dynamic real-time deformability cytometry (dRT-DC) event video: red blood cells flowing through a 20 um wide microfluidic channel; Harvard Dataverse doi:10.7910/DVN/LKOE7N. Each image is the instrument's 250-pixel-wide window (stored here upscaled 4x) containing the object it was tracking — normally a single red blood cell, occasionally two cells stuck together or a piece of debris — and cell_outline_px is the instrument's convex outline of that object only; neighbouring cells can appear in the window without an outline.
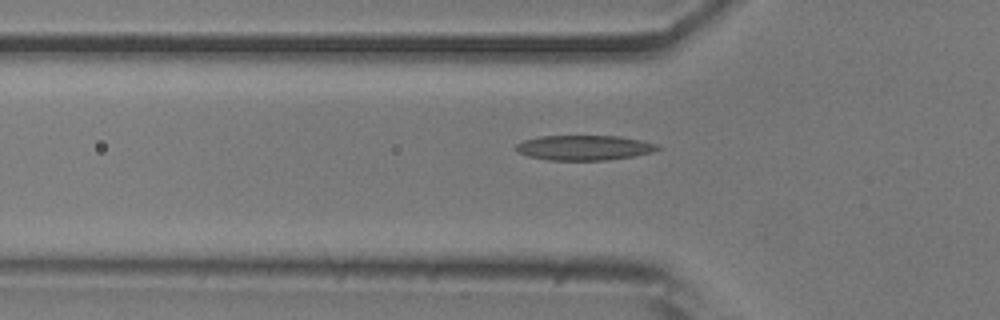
{"species": "common noctule bat (a hibernating species)", "species_latin": "Nyctalus noctula", "temperature_condition": "room temperature", "stored_images_in_passage": 38, "camera_frame_rate_fps": 3000, "um_per_image_px": 0.085, "animal": {"sex": "male", "body_mass_g": 20.5, "forearm_length_mm": 52.5}, "frame": {"image": 1, "passage_image": 4, "time_ms": 1.0, "image_size_px": [1000, 320], "cell_outline_px": [[664, 148], [652, 152], [632, 156], [608, 160], [548, 160], [528, 156], [512, 148], [516, 144], [524, 140], [540, 136], [620, 136], [640, 140], [656, 144]], "centroid_in_image_um": [49.65, 12.55], "position_along_channel_um": 76.2, "area_um2": 20.63}}
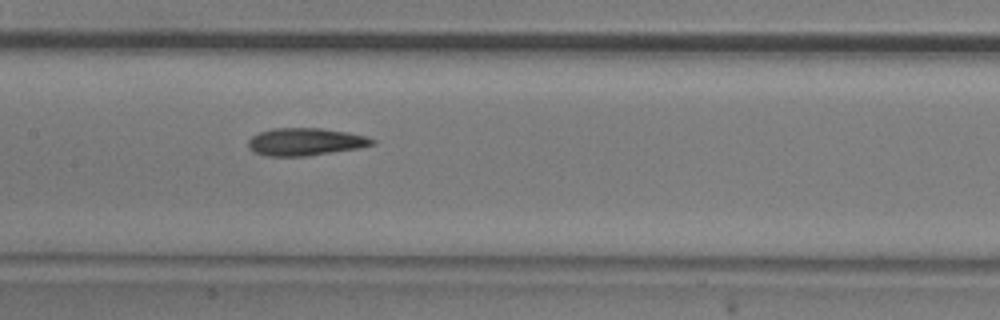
{"frame": {"image": 2, "passage_image": 12, "time_ms": 3.667, "image_size_px": [1000, 320], "cell_outline_px": [[376, 144], [360, 148], [304, 156], [268, 156], [252, 152], [248, 148], [248, 140], [252, 136], [260, 132], [272, 128], [320, 128], [348, 132], [368, 136], [376, 140]], "centroid_in_image_um": [25.97, 12.05], "position_along_channel_um": 181.4, "area_um2": 20.06}}
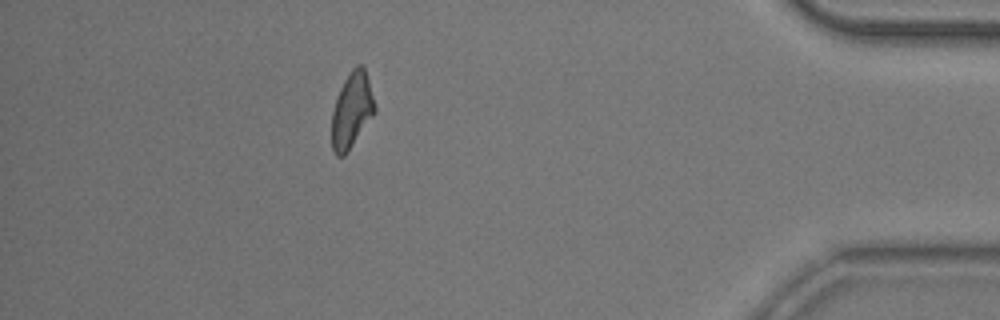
{"frame": {"image": 3, "passage_image": 33, "time_ms": 10.667, "image_size_px": [1000, 320], "cell_outline_px": [[376, 112], [348, 152], [344, 156], [336, 156], [332, 152], [332, 112], [336, 96], [344, 80], [352, 68], [356, 64], [360, 64], [364, 68], [368, 80], [376, 108]], "centroid_in_image_um": [29.89, 9.4], "position_along_channel_um": 405.3, "area_um2": 19.02}}